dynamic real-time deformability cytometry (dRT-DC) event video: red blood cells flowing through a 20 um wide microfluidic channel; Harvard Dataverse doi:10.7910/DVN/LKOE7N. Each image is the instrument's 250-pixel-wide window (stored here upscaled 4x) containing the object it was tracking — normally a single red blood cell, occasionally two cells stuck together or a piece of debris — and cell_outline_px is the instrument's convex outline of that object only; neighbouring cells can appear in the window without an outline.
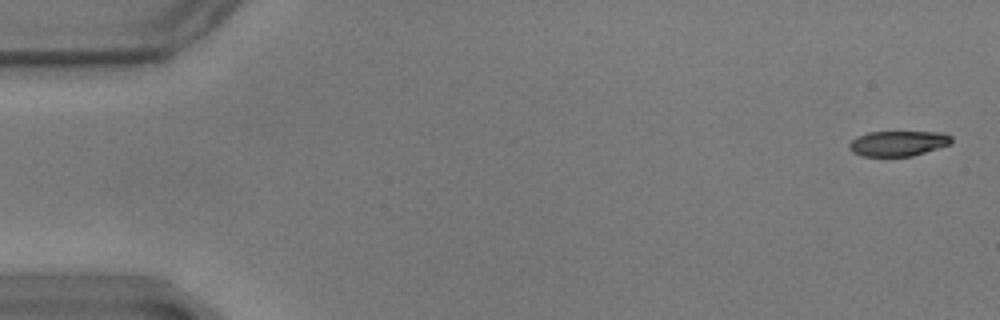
{"species": "common noctule bat (a hibernating species)", "species_latin": "Nyctalus noctula", "temperature_condition": "warm", "stored_images_in_passage": 58, "camera_frame_rate_fps": 3000, "um_per_image_px": 0.085, "animal": {"sex": "male", "body_mass_g": 17.9}, "frame": {"image": 1, "passage_image": 2, "time_ms": 0.333, "image_size_px": [1000, 320], "cell_outline_px": [[952, 144], [912, 156], [860, 156], [852, 152], [848, 148], [848, 144], [856, 136], [868, 132], [944, 132], [952, 136]], "centroid_in_image_um": [76.34, 12.18], "position_along_channel_um": 8.7, "area_um2": 15.26}}
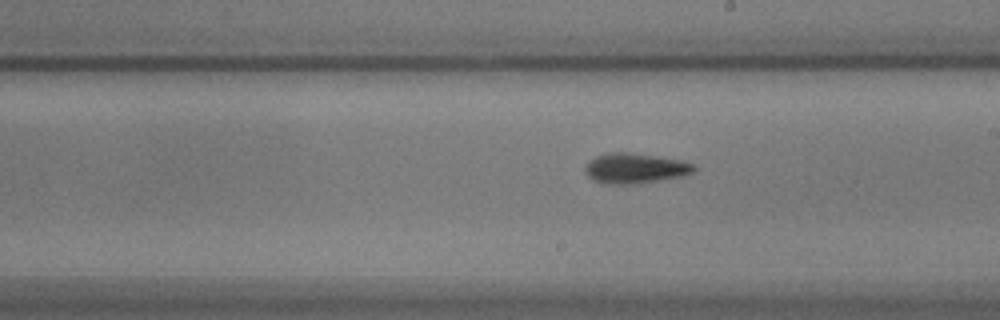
{"frame": {"image": 2, "passage_image": 33, "time_ms": 10.667, "image_size_px": [1000, 320], "cell_outline_px": [[696, 168], [692, 172], [684, 176], [632, 184], [608, 184], [596, 180], [588, 176], [584, 172], [584, 168], [596, 156], [608, 152], [628, 152], [680, 160], [692, 164]], "centroid_in_image_um": [53.97, 14.3], "position_along_channel_um": 235.0, "area_um2": 18.79}}
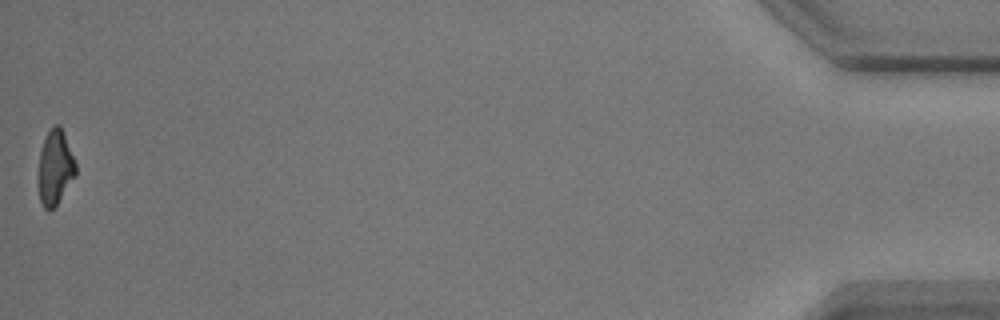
{"frame": {"image": 3, "passage_image": 58, "time_ms": 19.0, "image_size_px": [1000, 320], "cell_outline_px": [[76, 176], [56, 204], [48, 212], [40, 204], [36, 184], [36, 176], [40, 152], [44, 140], [48, 132], [56, 124], [60, 124], [64, 132], [76, 164]], "centroid_in_image_um": [4.64, 14.29], "position_along_channel_um": 430.6, "area_um2": 16.7}, "authors_computed_cell_mechanics": {"area_um2": 17.5134, "velocity_mm_per_s": 3.4999, "shape_relaxation_time_tau1_ms": 4.0955, "shape_relaxation_time_tau2_ms": null, "deformation_change_tau1": 0.1657, "deformation_change_tau2": null}}